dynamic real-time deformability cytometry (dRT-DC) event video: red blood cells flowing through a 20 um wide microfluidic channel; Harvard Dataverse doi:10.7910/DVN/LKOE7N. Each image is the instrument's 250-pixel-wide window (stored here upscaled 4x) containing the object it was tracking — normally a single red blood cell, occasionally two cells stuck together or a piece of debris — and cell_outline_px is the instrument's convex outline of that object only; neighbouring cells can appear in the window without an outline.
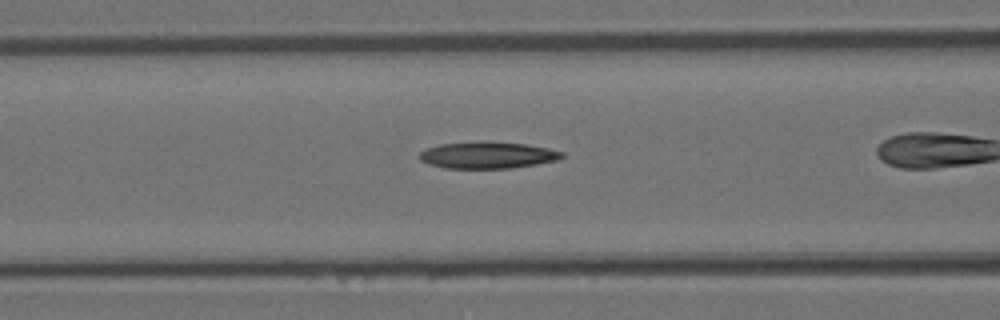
{"species": "Egyptian fruit bat (a non-hibernating species)", "species_latin": "Rousettus aegyptiacus", "temperature_condition": "room temperature", "stored_images_in_passage": 32, "camera_frame_rate_fps": 3000, "um_per_image_px": 0.085, "animal": {"sex": "female"}, "frame": {"image": 1, "passage_image": 15, "time_ms": 4.667, "image_size_px": [1000, 320], "cell_outline_px": [[564, 156], [560, 160], [512, 168], [444, 168], [428, 164], [420, 160], [416, 156], [424, 148], [440, 144], [480, 140], [484, 140], [528, 144], [548, 148], [564, 152]], "centroid_in_image_um": [41.42, 13.17], "position_along_channel_um": 125.2, "area_um2": 22.77}}
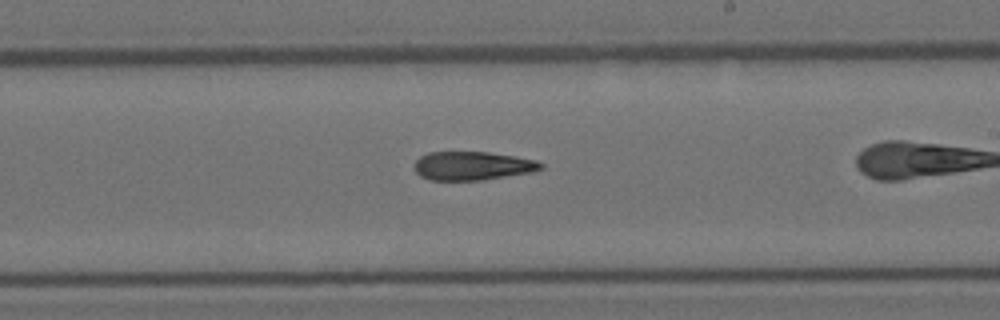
{"frame": {"image": 2, "passage_image": 23, "time_ms": 7.333, "image_size_px": [1000, 320], "cell_outline_px": [[544, 168], [532, 172], [480, 180], [428, 180], [420, 176], [412, 168], [416, 160], [420, 156], [428, 152], [488, 152], [516, 156], [536, 160], [544, 164]], "centroid_in_image_um": [40.14, 14.09], "position_along_channel_um": 248.9, "area_um2": 21.27}}
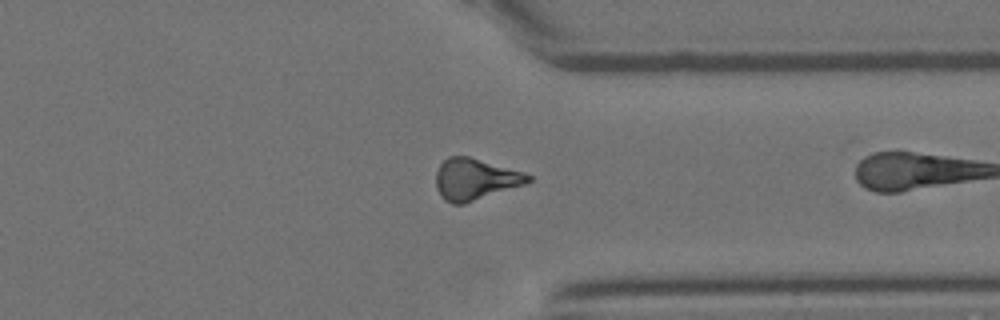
{"frame": {"image": 3, "passage_image": 31, "time_ms": 10.0, "image_size_px": [1000, 320], "cell_outline_px": [[532, 180], [524, 184], [464, 204], [452, 204], [444, 200], [440, 196], [436, 188], [436, 172], [440, 164], [448, 156], [468, 156], [520, 172], [532, 176]], "centroid_in_image_um": [40.32, 15.25], "position_along_channel_um": 371.1, "area_um2": 21.91}}